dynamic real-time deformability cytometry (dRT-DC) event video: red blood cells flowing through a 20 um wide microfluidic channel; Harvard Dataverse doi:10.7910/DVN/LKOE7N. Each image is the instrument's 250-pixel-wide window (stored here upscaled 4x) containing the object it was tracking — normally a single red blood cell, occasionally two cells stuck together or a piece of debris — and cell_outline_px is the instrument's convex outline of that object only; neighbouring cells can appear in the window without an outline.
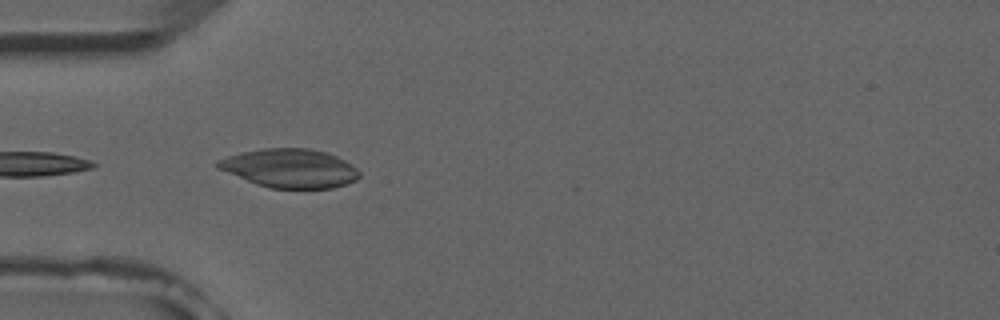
{"species": "common noctule bat (a hibernating species)", "species_latin": "Nyctalus noctula", "temperature_condition": "room temperature", "stored_images_in_passage": 6, "camera_frame_rate_fps": 3000, "um_per_image_px": 0.085, "animal": {"sex": "male", "forearm_length_mm": 52.5}, "frame": {"image": 1, "passage_image": 5, "time_ms": 4.667, "image_size_px": [1000, 320], "cell_outline_px": [[360, 176], [356, 180], [332, 188], [268, 188], [256, 184], [216, 168], [216, 160], [240, 152], [264, 148], [308, 148], [324, 152], [336, 156], [344, 160], [356, 168], [360, 172]], "centroid_in_image_um": [24.61, 14.3], "position_along_channel_um": 60.4, "area_um2": 31.91}}
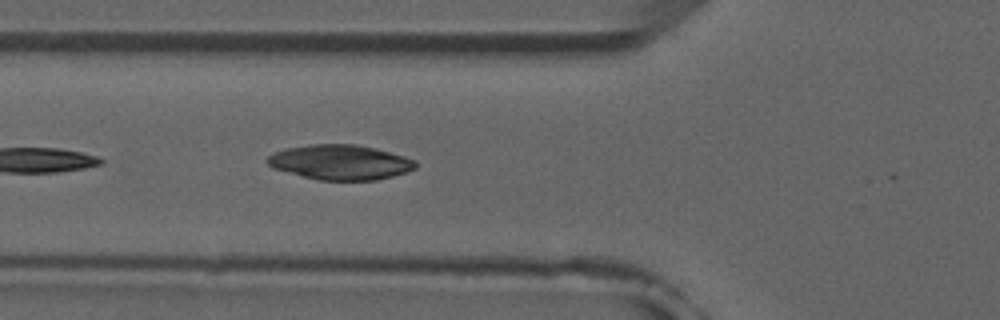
{"frame": {"image": 2, "passage_image": 6, "time_ms": 5.667, "image_size_px": [1000, 320], "cell_outline_px": [[416, 168], [408, 172], [376, 180], [320, 180], [272, 168], [264, 160], [268, 156], [284, 148], [312, 144], [356, 144], [376, 148], [404, 156], [416, 160]], "centroid_in_image_um": [28.93, 13.78], "position_along_channel_um": 96.9, "area_um2": 30.17}}